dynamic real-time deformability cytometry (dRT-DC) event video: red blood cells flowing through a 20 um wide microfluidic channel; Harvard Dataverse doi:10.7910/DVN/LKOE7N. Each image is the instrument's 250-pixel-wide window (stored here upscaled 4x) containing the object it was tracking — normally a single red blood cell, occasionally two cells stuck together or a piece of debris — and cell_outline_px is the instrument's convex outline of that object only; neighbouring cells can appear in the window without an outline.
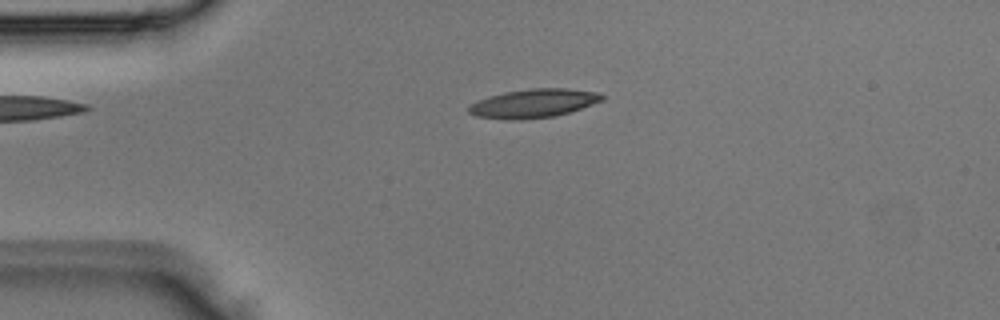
{"species": "Egyptian fruit bat (a non-hibernating species)", "species_latin": "Rousettus aegyptiacus", "temperature_condition": "room temperature", "stored_images_in_passage": 1, "camera_frame_rate_fps": 3000, "um_per_image_px": 0.085, "animal": {"sex": "male"}, "frame": {"image": 1, "passage_image": 1, "time_ms": 0.0, "image_size_px": [1000, 320], "cell_outline_px": [[604, 100], [556, 116], [520, 120], [512, 120], [476, 116], [468, 112], [468, 108], [472, 104], [488, 96], [508, 92], [532, 88], [568, 88], [596, 92], [604, 96]], "centroid_in_image_um": [45.36, 8.79], "position_along_channel_um": 39.6, "area_um2": 22.02}}